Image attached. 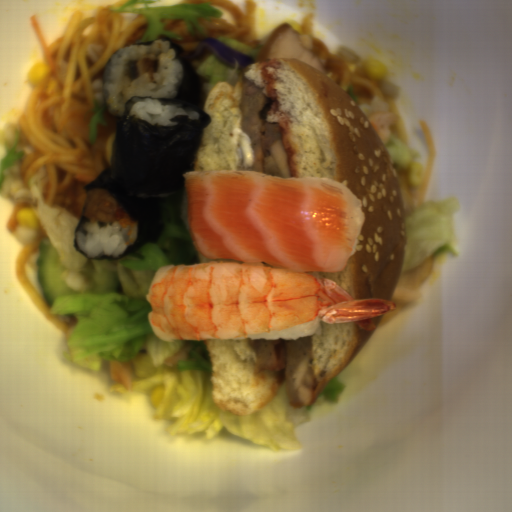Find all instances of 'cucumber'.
<instances>
[{
  "mask_svg": "<svg viewBox=\"0 0 512 512\" xmlns=\"http://www.w3.org/2000/svg\"><path fill=\"white\" fill-rule=\"evenodd\" d=\"M38 249L40 255L35 263L37 276L41 293L50 307L62 295H70L65 281L68 270L49 236L39 242Z\"/></svg>",
  "mask_w": 512,
  "mask_h": 512,
  "instance_id": "cucumber-1",
  "label": "cucumber"
}]
</instances>
